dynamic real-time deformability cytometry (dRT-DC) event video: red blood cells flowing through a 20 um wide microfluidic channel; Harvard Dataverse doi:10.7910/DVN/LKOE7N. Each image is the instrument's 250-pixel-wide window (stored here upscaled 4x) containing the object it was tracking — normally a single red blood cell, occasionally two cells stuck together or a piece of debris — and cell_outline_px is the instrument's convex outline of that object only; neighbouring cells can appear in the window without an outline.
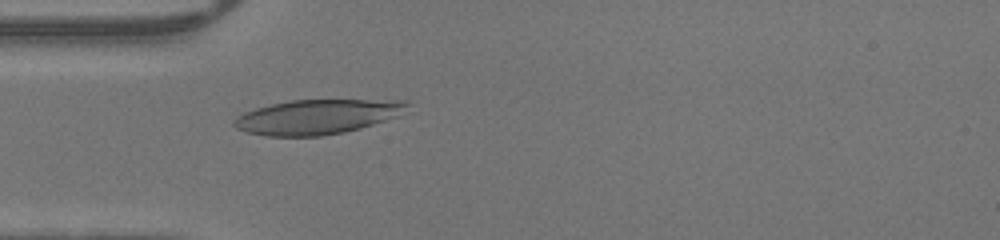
{"species": "human", "species_latin": "Homo sapiens", "temperature_condition": "warm", "stored_images_in_passage": 34, "camera_frame_rate_fps": 3000, "um_per_image_px": 0.085, "donor": {"sex": "male"}, "frame": {"image": 1, "passage_image": 1, "time_ms": 0.0, "image_size_px": [1000, 240], "cell_outline_px": [[408, 104], [400, 116], [360, 128], [344, 132], [320, 136], [268, 136], [248, 132], [236, 128], [232, 124], [232, 120], [236, 116], [244, 112], [256, 108], [272, 104], [292, 100], [408, 100]], "centroid_in_image_um": [26.95, 9.93], "position_along_channel_um": 58.0, "area_um2": 34.91}}
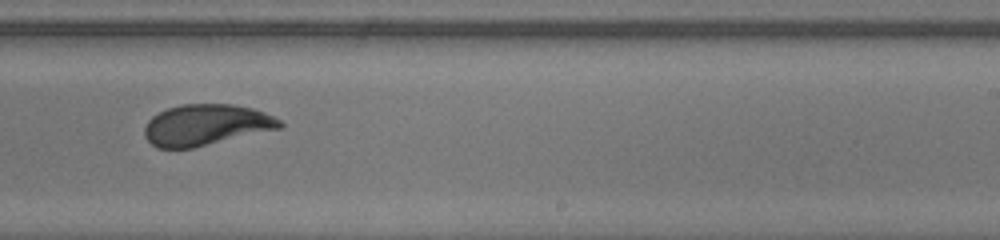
{"frame": {"image": 2, "passage_image": 16, "time_ms": 5.0, "image_size_px": [1000, 240], "cell_outline_px": [[284, 124], [280, 128], [192, 148], [156, 148], [144, 136], [144, 128], [148, 120], [152, 116], [168, 108], [184, 104], [232, 104], [252, 108], [264, 112], [280, 120]], "centroid_in_image_um": [17.49, 10.62], "position_along_channel_um": 271.5, "area_um2": 32.14}}
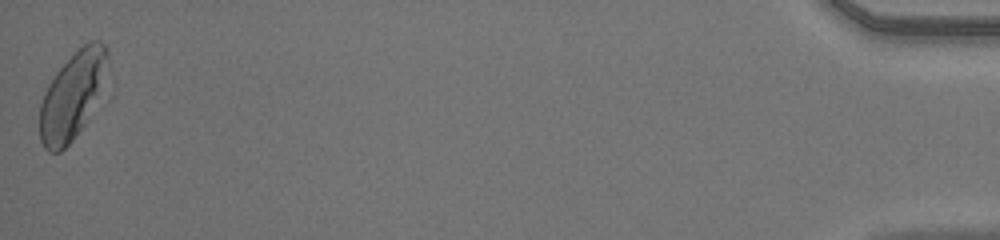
{"frame": {"image": 3, "passage_image": 34, "time_ms": 11.0, "image_size_px": [1000, 240], "cell_outline_px": [[108, 56], [88, 120], [72, 140], [60, 152], [48, 152], [44, 148], [40, 140], [40, 104], [44, 92], [48, 84], [56, 72], [88, 40], [100, 40], [104, 44], [108, 52]], "centroid_in_image_um": [6.07, 8.16], "position_along_channel_um": 429.1, "area_um2": 33.18}}